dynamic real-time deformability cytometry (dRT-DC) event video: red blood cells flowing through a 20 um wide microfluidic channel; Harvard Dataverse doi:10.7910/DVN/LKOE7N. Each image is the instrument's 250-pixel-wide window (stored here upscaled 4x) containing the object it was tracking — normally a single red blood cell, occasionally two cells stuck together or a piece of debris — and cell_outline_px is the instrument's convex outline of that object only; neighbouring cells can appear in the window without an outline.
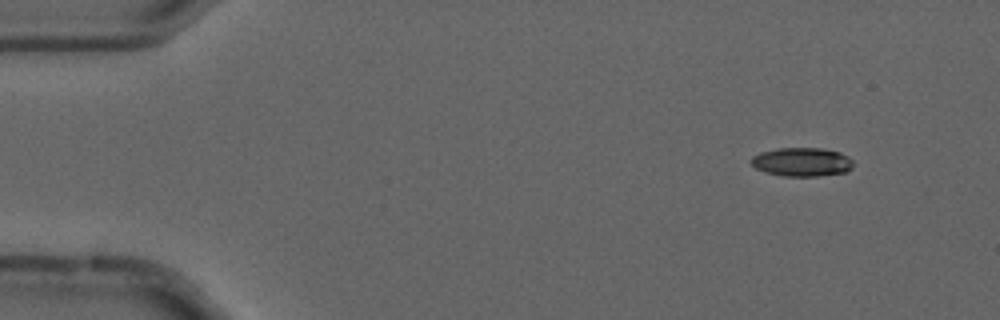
{"species": "common noctule bat (a hibernating species)", "species_latin": "Nyctalus noctula", "temperature_condition": "cold", "stored_images_in_passage": 56, "camera_frame_rate_fps": 3000, "um_per_image_px": 0.085, "animal": {"sex": "male", "forearm_length_mm": 52.5}, "frame": {"image": 1, "passage_image": 6, "time_ms": 1.667, "image_size_px": [1000, 320], "cell_outline_px": [[852, 168], [844, 172], [816, 176], [784, 176], [768, 172], [756, 168], [752, 164], [752, 156], [760, 152], [780, 148], [820, 148], [840, 152], [848, 156], [852, 160]], "centroid_in_image_um": [68.18, 13.76], "position_along_channel_um": 16.8, "area_um2": 16.88}}
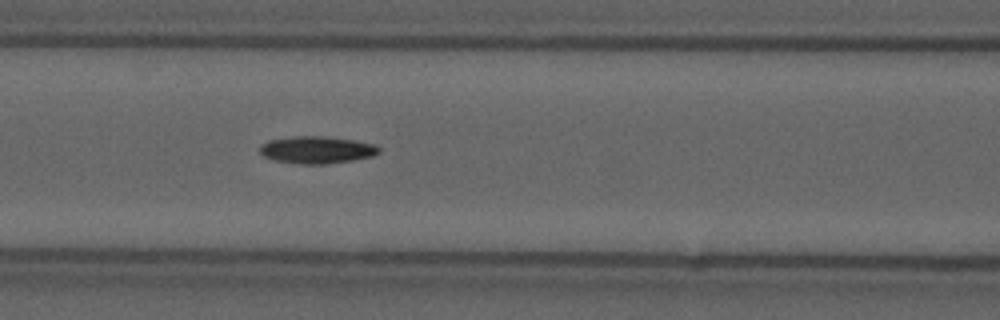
{"frame": {"image": 2, "passage_image": 24, "time_ms": 7.667, "image_size_px": [1000, 320], "cell_outline_px": [[380, 152], [372, 156], [352, 160], [324, 164], [300, 164], [272, 160], [264, 156], [260, 152], [260, 144], [268, 140], [292, 136], [324, 136], [352, 140], [376, 144], [380, 148]], "centroid_in_image_um": [26.9, 12.73], "position_along_channel_um": 139.7, "area_um2": 18.96}}
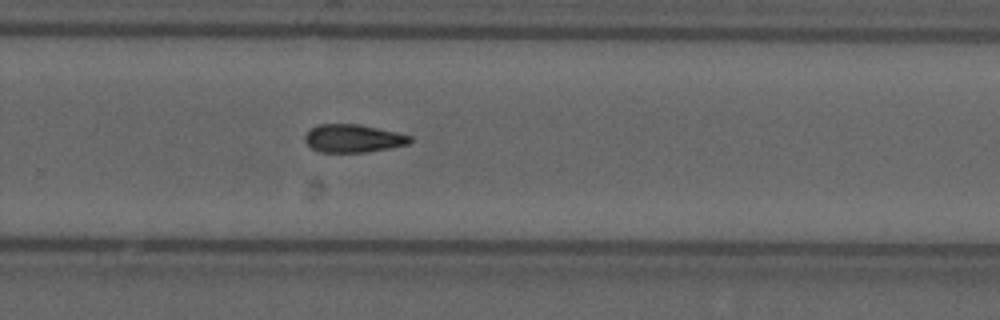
{"frame": {"image": 3, "passage_image": 37, "time_ms": 12.0, "image_size_px": [1000, 320], "cell_outline_px": [[412, 140], [408, 144], [392, 148], [364, 152], [320, 152], [312, 148], [304, 140], [304, 136], [312, 128], [320, 124], [360, 124], [396, 132], [412, 136]], "centroid_in_image_um": [30.04, 11.76], "position_along_channel_um": 299.8, "area_um2": 17.11}}